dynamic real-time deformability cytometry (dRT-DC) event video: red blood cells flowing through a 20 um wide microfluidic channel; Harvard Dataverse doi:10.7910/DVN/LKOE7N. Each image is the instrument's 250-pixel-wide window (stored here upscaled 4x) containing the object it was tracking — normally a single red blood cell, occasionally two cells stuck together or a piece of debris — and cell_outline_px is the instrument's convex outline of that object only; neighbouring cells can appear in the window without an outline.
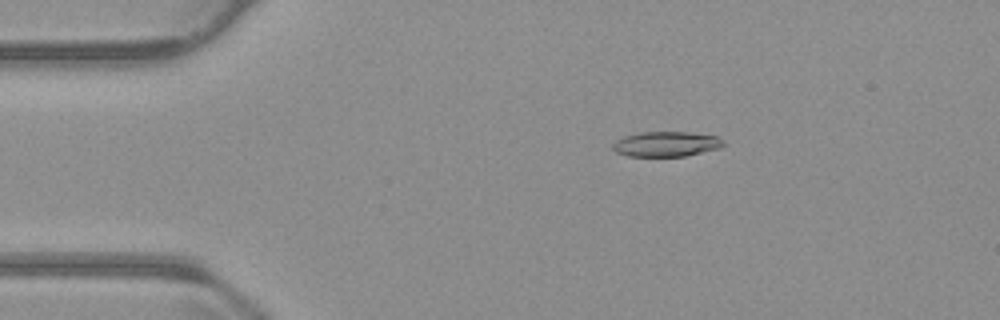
{"species": "common noctule bat (a hibernating species)", "species_latin": "Nyctalus noctula", "temperature_condition": "warm", "stored_images_in_passage": 54, "camera_frame_rate_fps": 3000, "um_per_image_px": 0.085, "animal": {"sex": "male", "body_mass_g": 23.1, "forearm_length_mm": 52.7}, "frame": {"image": 1, "passage_image": 10, "time_ms": 3.0, "image_size_px": [1000, 320], "cell_outline_px": [[724, 144], [720, 148], [684, 156], [628, 156], [616, 152], [612, 148], [612, 144], [616, 140], [624, 136], [640, 132], [688, 132], [716, 136], [724, 140]], "centroid_in_image_um": [56.61, 12.24], "position_along_channel_um": 28.4, "area_um2": 16.13}}
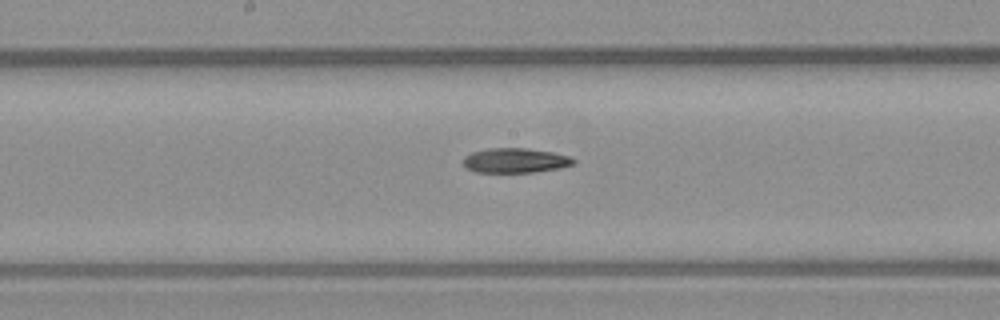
{"frame": {"image": 2, "passage_image": 28, "time_ms": 9.0, "image_size_px": [1000, 320], "cell_outline_px": [[576, 160], [572, 164], [560, 168], [532, 172], [476, 172], [464, 168], [460, 160], [464, 156], [472, 152], [488, 148], [528, 148], [552, 152], [568, 156]], "centroid_in_image_um": [43.71, 13.64], "position_along_channel_um": 204.5, "area_um2": 16.01}}
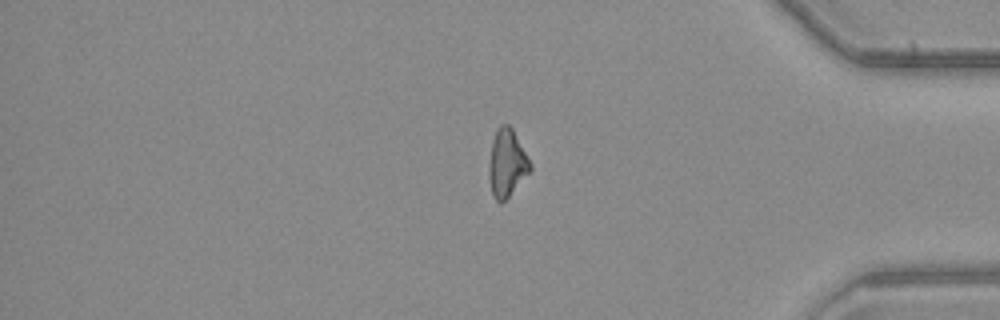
{"frame": {"image": 3, "passage_image": 45, "time_ms": 14.667, "image_size_px": [1000, 320], "cell_outline_px": [[532, 168], [508, 196], [500, 204], [492, 196], [488, 176], [488, 164], [492, 140], [496, 128], [500, 124], [508, 124], [512, 128], [532, 164]], "centroid_in_image_um": [43.05, 13.84], "position_along_channel_um": 392.2, "area_um2": 16.24}, "authors_computed_cell_mechanics": {"area_um2": 16.5019, "velocity_mm_per_s": 3.826, "shape_relaxation_time_tau1_ms": 5.4702, "shape_relaxation_time_tau2_ms": null, "deformation_change_tau1": 0.175, "deformation_change_tau2": null}}